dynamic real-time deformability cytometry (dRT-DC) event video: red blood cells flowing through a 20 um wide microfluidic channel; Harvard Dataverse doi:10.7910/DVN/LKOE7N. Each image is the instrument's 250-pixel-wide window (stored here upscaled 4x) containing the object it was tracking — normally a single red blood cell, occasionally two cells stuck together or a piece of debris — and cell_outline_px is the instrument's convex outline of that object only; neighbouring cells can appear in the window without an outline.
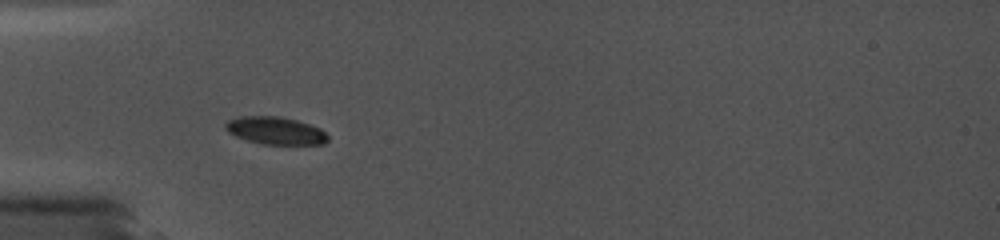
{"species": "common noctule bat (a hibernating species)", "species_latin": "Nyctalus noctula", "temperature_condition": "cold", "stored_images_in_passage": 29, "camera_frame_rate_fps": 5000, "um_per_image_px": 0.085, "animal": {"sex": "female", "body_mass_g": 19.0, "forearm_length_mm": 56.7}, "frame": {"image": 1, "passage_image": 1, "time_ms": 0.0, "image_size_px": [1000, 240], "cell_outline_px": [[328, 140], [324, 144], [264, 144], [248, 140], [236, 136], [228, 132], [224, 128], [224, 124], [228, 120], [240, 116], [280, 116], [296, 120], [320, 128], [328, 136]], "centroid_in_image_um": [23.39, 11.09], "position_along_channel_um": 61.6, "area_um2": 16.36}}
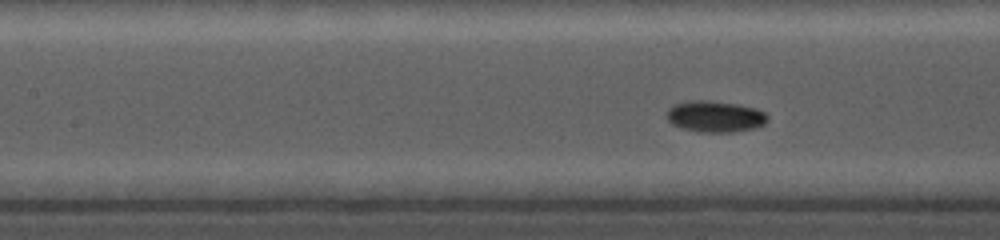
{"frame": {"image": 2, "passage_image": 20, "time_ms": 2.4, "image_size_px": [1000, 240], "cell_outline_px": [[768, 120], [764, 124], [756, 128], [732, 132], [696, 132], [672, 124], [668, 120], [668, 108], [672, 104], [688, 100], [708, 100], [736, 104], [756, 108], [764, 112], [768, 116]], "centroid_in_image_um": [60.78, 9.89], "position_along_channel_um": 146.6, "area_um2": 18.5}}
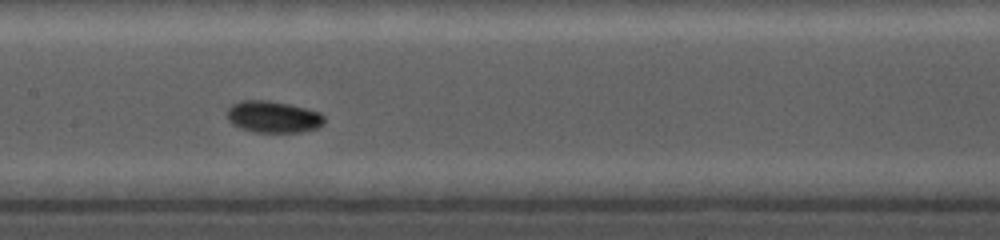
{"frame": {"image": 3, "passage_image": 26, "time_ms": 3.4, "image_size_px": [1000, 240], "cell_outline_px": [[324, 124], [316, 128], [300, 132], [256, 132], [240, 128], [232, 124], [228, 120], [228, 108], [232, 104], [240, 100], [268, 100], [288, 104], [320, 112], [324, 116]], "centroid_in_image_um": [23.21, 9.93], "position_along_channel_um": 184.2, "area_um2": 17.92}}